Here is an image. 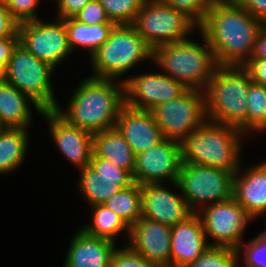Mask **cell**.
Listing matches in <instances>:
<instances>
[{"label": "cell", "mask_w": 266, "mask_h": 267, "mask_svg": "<svg viewBox=\"0 0 266 267\" xmlns=\"http://www.w3.org/2000/svg\"><path fill=\"white\" fill-rule=\"evenodd\" d=\"M263 26L236 0H213L199 30L218 65L242 66L251 58Z\"/></svg>", "instance_id": "obj_1"}, {"label": "cell", "mask_w": 266, "mask_h": 267, "mask_svg": "<svg viewBox=\"0 0 266 267\" xmlns=\"http://www.w3.org/2000/svg\"><path fill=\"white\" fill-rule=\"evenodd\" d=\"M77 86L67 105L58 104L54 111L68 124L91 133L114 128L125 105L124 82L89 76Z\"/></svg>", "instance_id": "obj_2"}, {"label": "cell", "mask_w": 266, "mask_h": 267, "mask_svg": "<svg viewBox=\"0 0 266 267\" xmlns=\"http://www.w3.org/2000/svg\"><path fill=\"white\" fill-rule=\"evenodd\" d=\"M197 33L201 42L189 37L156 46L152 62L164 74L181 82L186 88L205 92L219 65L205 35L200 30Z\"/></svg>", "instance_id": "obj_3"}, {"label": "cell", "mask_w": 266, "mask_h": 267, "mask_svg": "<svg viewBox=\"0 0 266 267\" xmlns=\"http://www.w3.org/2000/svg\"><path fill=\"white\" fill-rule=\"evenodd\" d=\"M246 137L233 126L207 119L181 142L182 162L223 168L235 174L243 164L241 152Z\"/></svg>", "instance_id": "obj_4"}, {"label": "cell", "mask_w": 266, "mask_h": 267, "mask_svg": "<svg viewBox=\"0 0 266 267\" xmlns=\"http://www.w3.org/2000/svg\"><path fill=\"white\" fill-rule=\"evenodd\" d=\"M251 79L241 66L219 65L205 90L206 118L247 136L246 98Z\"/></svg>", "instance_id": "obj_5"}, {"label": "cell", "mask_w": 266, "mask_h": 267, "mask_svg": "<svg viewBox=\"0 0 266 267\" xmlns=\"http://www.w3.org/2000/svg\"><path fill=\"white\" fill-rule=\"evenodd\" d=\"M152 56L153 49L132 25H116L109 38L89 58L92 71L89 76L124 82L126 73L144 61H152Z\"/></svg>", "instance_id": "obj_6"}, {"label": "cell", "mask_w": 266, "mask_h": 267, "mask_svg": "<svg viewBox=\"0 0 266 267\" xmlns=\"http://www.w3.org/2000/svg\"><path fill=\"white\" fill-rule=\"evenodd\" d=\"M53 72L52 66L18 43L5 69L4 81L29 95L43 110H54L59 102L52 88Z\"/></svg>", "instance_id": "obj_7"}, {"label": "cell", "mask_w": 266, "mask_h": 267, "mask_svg": "<svg viewBox=\"0 0 266 267\" xmlns=\"http://www.w3.org/2000/svg\"><path fill=\"white\" fill-rule=\"evenodd\" d=\"M234 173L223 168L182 162L178 185L193 213L233 197Z\"/></svg>", "instance_id": "obj_8"}, {"label": "cell", "mask_w": 266, "mask_h": 267, "mask_svg": "<svg viewBox=\"0 0 266 267\" xmlns=\"http://www.w3.org/2000/svg\"><path fill=\"white\" fill-rule=\"evenodd\" d=\"M132 26L152 49L185 40L199 30V26L185 13L158 0H145Z\"/></svg>", "instance_id": "obj_9"}, {"label": "cell", "mask_w": 266, "mask_h": 267, "mask_svg": "<svg viewBox=\"0 0 266 267\" xmlns=\"http://www.w3.org/2000/svg\"><path fill=\"white\" fill-rule=\"evenodd\" d=\"M151 113L163 136L181 143L207 120L205 92L187 89L181 96L156 106Z\"/></svg>", "instance_id": "obj_10"}, {"label": "cell", "mask_w": 266, "mask_h": 267, "mask_svg": "<svg viewBox=\"0 0 266 267\" xmlns=\"http://www.w3.org/2000/svg\"><path fill=\"white\" fill-rule=\"evenodd\" d=\"M197 214L201 218L207 240L210 237L212 239L210 246L237 250L245 242L243 237L246 228L254 221L233 197L205 206Z\"/></svg>", "instance_id": "obj_11"}, {"label": "cell", "mask_w": 266, "mask_h": 267, "mask_svg": "<svg viewBox=\"0 0 266 267\" xmlns=\"http://www.w3.org/2000/svg\"><path fill=\"white\" fill-rule=\"evenodd\" d=\"M19 43L38 59L55 70L66 61L72 51L68 45L64 19L55 21L36 19L19 23Z\"/></svg>", "instance_id": "obj_12"}, {"label": "cell", "mask_w": 266, "mask_h": 267, "mask_svg": "<svg viewBox=\"0 0 266 267\" xmlns=\"http://www.w3.org/2000/svg\"><path fill=\"white\" fill-rule=\"evenodd\" d=\"M78 172V192L89 207L103 204L121 188L135 183L130 172L99 157H92L90 165Z\"/></svg>", "instance_id": "obj_13"}, {"label": "cell", "mask_w": 266, "mask_h": 267, "mask_svg": "<svg viewBox=\"0 0 266 267\" xmlns=\"http://www.w3.org/2000/svg\"><path fill=\"white\" fill-rule=\"evenodd\" d=\"M188 88L162 71L145 72L124 78L125 105L151 111L156 106L181 96Z\"/></svg>", "instance_id": "obj_14"}, {"label": "cell", "mask_w": 266, "mask_h": 267, "mask_svg": "<svg viewBox=\"0 0 266 267\" xmlns=\"http://www.w3.org/2000/svg\"><path fill=\"white\" fill-rule=\"evenodd\" d=\"M182 164L181 143L164 139L136 154L134 181L140 185L178 181Z\"/></svg>", "instance_id": "obj_15"}, {"label": "cell", "mask_w": 266, "mask_h": 267, "mask_svg": "<svg viewBox=\"0 0 266 267\" xmlns=\"http://www.w3.org/2000/svg\"><path fill=\"white\" fill-rule=\"evenodd\" d=\"M168 184L151 183L141 185V217L172 227L186 220L193 212L183 197L178 183Z\"/></svg>", "instance_id": "obj_16"}, {"label": "cell", "mask_w": 266, "mask_h": 267, "mask_svg": "<svg viewBox=\"0 0 266 267\" xmlns=\"http://www.w3.org/2000/svg\"><path fill=\"white\" fill-rule=\"evenodd\" d=\"M41 116L47 122L51 139L61 155L77 170L90 165L93 133L68 124L54 110H44Z\"/></svg>", "instance_id": "obj_17"}, {"label": "cell", "mask_w": 266, "mask_h": 267, "mask_svg": "<svg viewBox=\"0 0 266 267\" xmlns=\"http://www.w3.org/2000/svg\"><path fill=\"white\" fill-rule=\"evenodd\" d=\"M171 226L141 217L130 227L127 245L157 267L170 265Z\"/></svg>", "instance_id": "obj_18"}, {"label": "cell", "mask_w": 266, "mask_h": 267, "mask_svg": "<svg viewBox=\"0 0 266 267\" xmlns=\"http://www.w3.org/2000/svg\"><path fill=\"white\" fill-rule=\"evenodd\" d=\"M209 242L201 218L193 213L171 227L170 265L188 267L210 247Z\"/></svg>", "instance_id": "obj_19"}, {"label": "cell", "mask_w": 266, "mask_h": 267, "mask_svg": "<svg viewBox=\"0 0 266 267\" xmlns=\"http://www.w3.org/2000/svg\"><path fill=\"white\" fill-rule=\"evenodd\" d=\"M115 128L131 146L135 155L165 139L151 111L138 110L126 105L119 112Z\"/></svg>", "instance_id": "obj_20"}, {"label": "cell", "mask_w": 266, "mask_h": 267, "mask_svg": "<svg viewBox=\"0 0 266 267\" xmlns=\"http://www.w3.org/2000/svg\"><path fill=\"white\" fill-rule=\"evenodd\" d=\"M257 163L248 169L241 164L233 178V198L254 220L266 217V158Z\"/></svg>", "instance_id": "obj_21"}, {"label": "cell", "mask_w": 266, "mask_h": 267, "mask_svg": "<svg viewBox=\"0 0 266 267\" xmlns=\"http://www.w3.org/2000/svg\"><path fill=\"white\" fill-rule=\"evenodd\" d=\"M117 244L78 229L70 239L62 267H110Z\"/></svg>", "instance_id": "obj_22"}, {"label": "cell", "mask_w": 266, "mask_h": 267, "mask_svg": "<svg viewBox=\"0 0 266 267\" xmlns=\"http://www.w3.org/2000/svg\"><path fill=\"white\" fill-rule=\"evenodd\" d=\"M31 105L41 116L44 110L29 95L6 81L0 82V122L4 127L30 128L33 123Z\"/></svg>", "instance_id": "obj_23"}, {"label": "cell", "mask_w": 266, "mask_h": 267, "mask_svg": "<svg viewBox=\"0 0 266 267\" xmlns=\"http://www.w3.org/2000/svg\"><path fill=\"white\" fill-rule=\"evenodd\" d=\"M92 157L109 160L133 175L136 155L115 127L93 133Z\"/></svg>", "instance_id": "obj_24"}, {"label": "cell", "mask_w": 266, "mask_h": 267, "mask_svg": "<svg viewBox=\"0 0 266 267\" xmlns=\"http://www.w3.org/2000/svg\"><path fill=\"white\" fill-rule=\"evenodd\" d=\"M67 31L68 45L72 51L77 49L86 50L89 58L109 38L115 23H102L88 25L74 17L64 19Z\"/></svg>", "instance_id": "obj_25"}, {"label": "cell", "mask_w": 266, "mask_h": 267, "mask_svg": "<svg viewBox=\"0 0 266 267\" xmlns=\"http://www.w3.org/2000/svg\"><path fill=\"white\" fill-rule=\"evenodd\" d=\"M30 128L4 127L0 131V175L16 171L27 157Z\"/></svg>", "instance_id": "obj_26"}, {"label": "cell", "mask_w": 266, "mask_h": 267, "mask_svg": "<svg viewBox=\"0 0 266 267\" xmlns=\"http://www.w3.org/2000/svg\"><path fill=\"white\" fill-rule=\"evenodd\" d=\"M92 210L91 222L85 223L82 228L87 234L99 238H105L118 243L119 237H123L124 243H127L130 227L115 212L103 204L90 206Z\"/></svg>", "instance_id": "obj_27"}, {"label": "cell", "mask_w": 266, "mask_h": 267, "mask_svg": "<svg viewBox=\"0 0 266 267\" xmlns=\"http://www.w3.org/2000/svg\"><path fill=\"white\" fill-rule=\"evenodd\" d=\"M103 205L115 212L131 227L142 215L141 185L135 182L129 187L121 188Z\"/></svg>", "instance_id": "obj_28"}, {"label": "cell", "mask_w": 266, "mask_h": 267, "mask_svg": "<svg viewBox=\"0 0 266 267\" xmlns=\"http://www.w3.org/2000/svg\"><path fill=\"white\" fill-rule=\"evenodd\" d=\"M246 105L248 138L252 134L266 133V87L251 81Z\"/></svg>", "instance_id": "obj_29"}, {"label": "cell", "mask_w": 266, "mask_h": 267, "mask_svg": "<svg viewBox=\"0 0 266 267\" xmlns=\"http://www.w3.org/2000/svg\"><path fill=\"white\" fill-rule=\"evenodd\" d=\"M110 21L132 25L145 0H98Z\"/></svg>", "instance_id": "obj_30"}, {"label": "cell", "mask_w": 266, "mask_h": 267, "mask_svg": "<svg viewBox=\"0 0 266 267\" xmlns=\"http://www.w3.org/2000/svg\"><path fill=\"white\" fill-rule=\"evenodd\" d=\"M239 258L237 249L210 246L188 267H240Z\"/></svg>", "instance_id": "obj_31"}, {"label": "cell", "mask_w": 266, "mask_h": 267, "mask_svg": "<svg viewBox=\"0 0 266 267\" xmlns=\"http://www.w3.org/2000/svg\"><path fill=\"white\" fill-rule=\"evenodd\" d=\"M238 252L240 267H266V230L244 242Z\"/></svg>", "instance_id": "obj_32"}, {"label": "cell", "mask_w": 266, "mask_h": 267, "mask_svg": "<svg viewBox=\"0 0 266 267\" xmlns=\"http://www.w3.org/2000/svg\"><path fill=\"white\" fill-rule=\"evenodd\" d=\"M176 11L185 13L198 26L206 19L207 12L213 0H158Z\"/></svg>", "instance_id": "obj_33"}, {"label": "cell", "mask_w": 266, "mask_h": 267, "mask_svg": "<svg viewBox=\"0 0 266 267\" xmlns=\"http://www.w3.org/2000/svg\"><path fill=\"white\" fill-rule=\"evenodd\" d=\"M110 267H157L145 257L132 250L127 244L116 247L112 254Z\"/></svg>", "instance_id": "obj_34"}, {"label": "cell", "mask_w": 266, "mask_h": 267, "mask_svg": "<svg viewBox=\"0 0 266 267\" xmlns=\"http://www.w3.org/2000/svg\"><path fill=\"white\" fill-rule=\"evenodd\" d=\"M6 8L12 16L19 22L39 19L38 5L40 0H3Z\"/></svg>", "instance_id": "obj_35"}, {"label": "cell", "mask_w": 266, "mask_h": 267, "mask_svg": "<svg viewBox=\"0 0 266 267\" xmlns=\"http://www.w3.org/2000/svg\"><path fill=\"white\" fill-rule=\"evenodd\" d=\"M74 18L88 25L114 23L109 20L103 6L98 0H91L74 16Z\"/></svg>", "instance_id": "obj_36"}, {"label": "cell", "mask_w": 266, "mask_h": 267, "mask_svg": "<svg viewBox=\"0 0 266 267\" xmlns=\"http://www.w3.org/2000/svg\"><path fill=\"white\" fill-rule=\"evenodd\" d=\"M252 82L266 87V58H249L242 66Z\"/></svg>", "instance_id": "obj_37"}, {"label": "cell", "mask_w": 266, "mask_h": 267, "mask_svg": "<svg viewBox=\"0 0 266 267\" xmlns=\"http://www.w3.org/2000/svg\"><path fill=\"white\" fill-rule=\"evenodd\" d=\"M18 26L19 22L6 8L5 2L0 0V38L19 37Z\"/></svg>", "instance_id": "obj_38"}, {"label": "cell", "mask_w": 266, "mask_h": 267, "mask_svg": "<svg viewBox=\"0 0 266 267\" xmlns=\"http://www.w3.org/2000/svg\"><path fill=\"white\" fill-rule=\"evenodd\" d=\"M57 1V17L66 19L74 17L91 0H55Z\"/></svg>", "instance_id": "obj_39"}, {"label": "cell", "mask_w": 266, "mask_h": 267, "mask_svg": "<svg viewBox=\"0 0 266 267\" xmlns=\"http://www.w3.org/2000/svg\"><path fill=\"white\" fill-rule=\"evenodd\" d=\"M255 19L266 25V0H236Z\"/></svg>", "instance_id": "obj_40"}, {"label": "cell", "mask_w": 266, "mask_h": 267, "mask_svg": "<svg viewBox=\"0 0 266 267\" xmlns=\"http://www.w3.org/2000/svg\"><path fill=\"white\" fill-rule=\"evenodd\" d=\"M19 43V37L0 38V65L6 69L14 48Z\"/></svg>", "instance_id": "obj_41"}, {"label": "cell", "mask_w": 266, "mask_h": 267, "mask_svg": "<svg viewBox=\"0 0 266 267\" xmlns=\"http://www.w3.org/2000/svg\"><path fill=\"white\" fill-rule=\"evenodd\" d=\"M252 58H266V25H264L256 39Z\"/></svg>", "instance_id": "obj_42"}, {"label": "cell", "mask_w": 266, "mask_h": 267, "mask_svg": "<svg viewBox=\"0 0 266 267\" xmlns=\"http://www.w3.org/2000/svg\"><path fill=\"white\" fill-rule=\"evenodd\" d=\"M5 79V69L0 65V82H3Z\"/></svg>", "instance_id": "obj_43"}, {"label": "cell", "mask_w": 266, "mask_h": 267, "mask_svg": "<svg viewBox=\"0 0 266 267\" xmlns=\"http://www.w3.org/2000/svg\"><path fill=\"white\" fill-rule=\"evenodd\" d=\"M4 128V126L0 122V131Z\"/></svg>", "instance_id": "obj_44"}, {"label": "cell", "mask_w": 266, "mask_h": 267, "mask_svg": "<svg viewBox=\"0 0 266 267\" xmlns=\"http://www.w3.org/2000/svg\"><path fill=\"white\" fill-rule=\"evenodd\" d=\"M166 267H178V266L169 265V266H166Z\"/></svg>", "instance_id": "obj_45"}]
</instances>
